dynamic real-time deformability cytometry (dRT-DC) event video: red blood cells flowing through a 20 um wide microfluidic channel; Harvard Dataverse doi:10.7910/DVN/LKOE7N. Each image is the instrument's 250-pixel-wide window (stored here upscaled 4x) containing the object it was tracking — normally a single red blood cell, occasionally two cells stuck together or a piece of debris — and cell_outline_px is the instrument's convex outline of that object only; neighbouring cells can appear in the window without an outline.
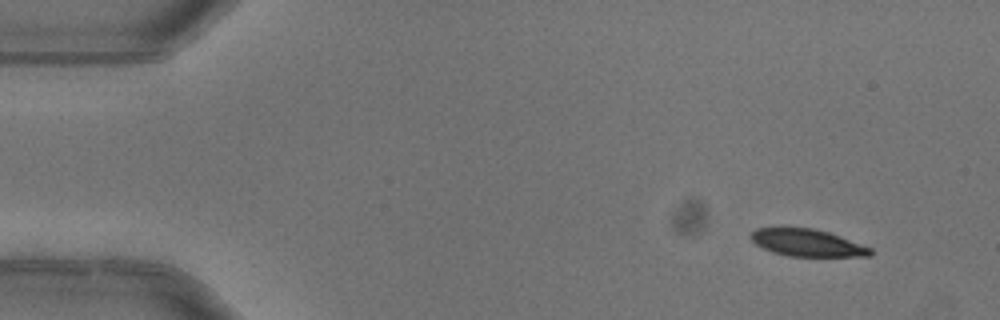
{"species": "common noctule bat (a hibernating species)", "species_latin": "Nyctalus noctula", "temperature_condition": "warm", "stored_images_in_passage": 4, "camera_frame_rate_fps": 3000, "um_per_image_px": 0.085, "animal": {"sex": "female"}, "frame": {"image": 1, "passage_image": 1, "time_ms": 0.0, "image_size_px": [1000, 320], "cell_outline_px": [[872, 256], [788, 256], [772, 252], [756, 244], [748, 236], [756, 228], [812, 228], [828, 232], [840, 236], [872, 248]], "centroid_in_image_um": [68.61, 20.64], "position_along_channel_um": 16.4, "area_um2": 18.79}}